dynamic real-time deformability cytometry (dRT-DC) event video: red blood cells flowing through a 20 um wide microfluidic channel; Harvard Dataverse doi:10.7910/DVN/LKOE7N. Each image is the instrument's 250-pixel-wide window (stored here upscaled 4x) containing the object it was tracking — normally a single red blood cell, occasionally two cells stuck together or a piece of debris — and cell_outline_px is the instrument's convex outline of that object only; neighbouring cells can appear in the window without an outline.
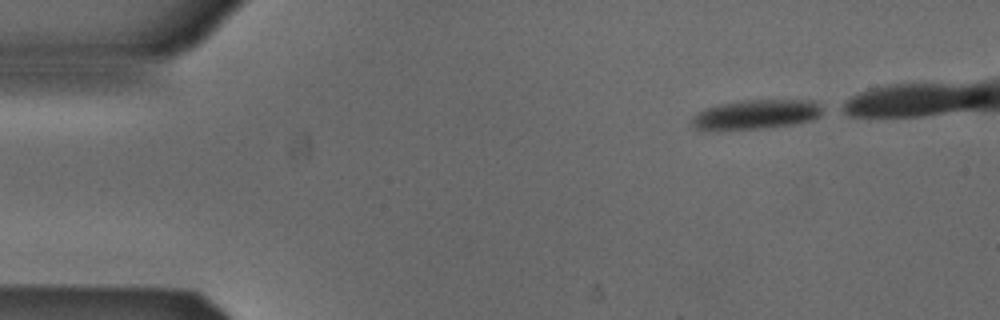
{"species": "Egyptian fruit bat (a non-hibernating species)", "species_latin": "Rousettus aegyptiacus", "temperature_condition": "cold", "stored_images_in_passage": 40, "camera_frame_rate_fps": 3000, "um_per_image_px": 0.085, "animal": {"sex": "male"}, "frame": {"image": 1, "passage_image": 1, "time_ms": 0.0, "image_size_px": [1000, 320], "cell_outline_px": [[820, 116], [812, 120], [792, 124], [764, 128], [716, 132], [704, 132], [692, 128], [688, 124], [692, 116], [704, 108], [720, 104], [744, 100], [812, 100], [820, 104]], "centroid_in_image_um": [64.09, 9.77], "position_along_channel_um": 20.9, "area_um2": 23.24}}
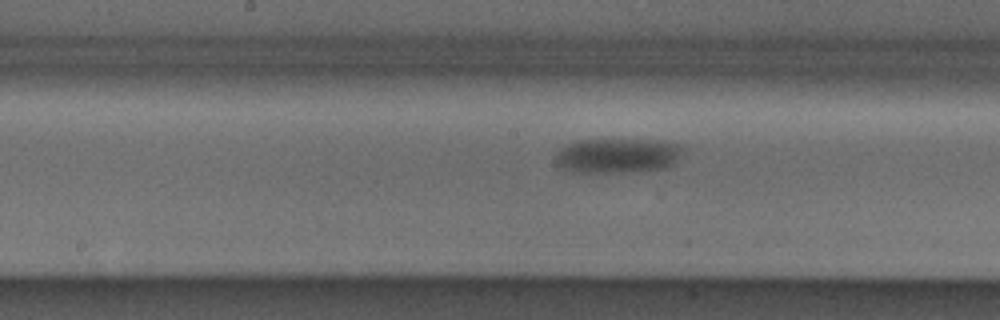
{"frame": {"image": 2, "passage_image": 21, "time_ms": 6.667, "image_size_px": [1000, 320], "cell_outline_px": [[684, 144], [676, 164], [668, 168], [636, 172], [572, 172], [560, 168], [556, 164], [556, 156], [560, 148], [576, 140], [660, 140]], "centroid_in_image_um": [52.54, 13.24], "position_along_channel_um": 195.7, "area_um2": 26.24}}
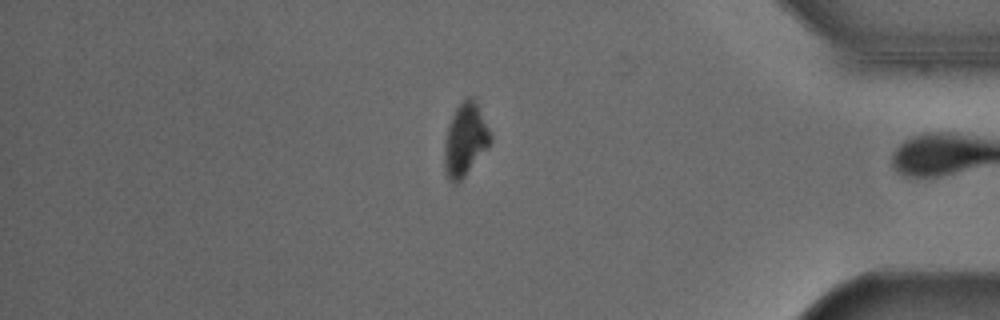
{"frame": {"image": 3, "passage_image": 39, "time_ms": 12.667, "image_size_px": [1000, 320], "cell_outline_px": [[492, 144], [464, 176], [456, 184], [448, 180], [444, 164], [444, 144], [448, 128], [452, 116], [456, 108], [468, 96], [472, 96], [476, 100], [492, 136]], "centroid_in_image_um": [39.57, 11.87], "position_along_channel_um": 395.6, "area_um2": 19.48}, "authors_computed_cell_mechanics": {"area_um2": 25.6632, "velocity_mm_per_s": 3.8758, "shape_relaxation_time_tau1_ms": 3.3363, "shape_relaxation_time_tau2_ms": null, "deformation_change_tau1": 0.0776, "deformation_change_tau2": null}}